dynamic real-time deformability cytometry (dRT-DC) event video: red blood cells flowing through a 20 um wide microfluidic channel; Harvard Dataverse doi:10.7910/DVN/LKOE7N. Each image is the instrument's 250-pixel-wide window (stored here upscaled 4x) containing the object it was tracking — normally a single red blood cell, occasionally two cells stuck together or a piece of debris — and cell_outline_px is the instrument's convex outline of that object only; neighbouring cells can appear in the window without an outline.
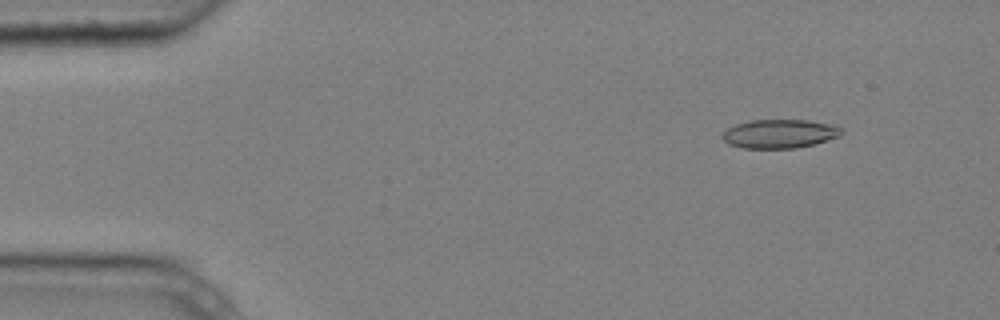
{"species": "common noctule bat (a hibernating species)", "species_latin": "Nyctalus noctula", "temperature_condition": "cold", "stored_images_in_passage": 4, "camera_frame_rate_fps": 3000, "um_per_image_px": 0.085, "animal": {"sex": "male", "body_mass_g": 20.4}, "frame": {"image": 1, "passage_image": 1, "time_ms": 0.0, "image_size_px": [1000, 320], "cell_outline_px": [[844, 132], [840, 136], [812, 144], [796, 148], [744, 148], [728, 144], [720, 136], [728, 128], [736, 124], [748, 120], [808, 120], [836, 124], [844, 128]], "centroid_in_image_um": [66.3, 11.35], "position_along_channel_um": 18.7, "area_um2": 20.17}}
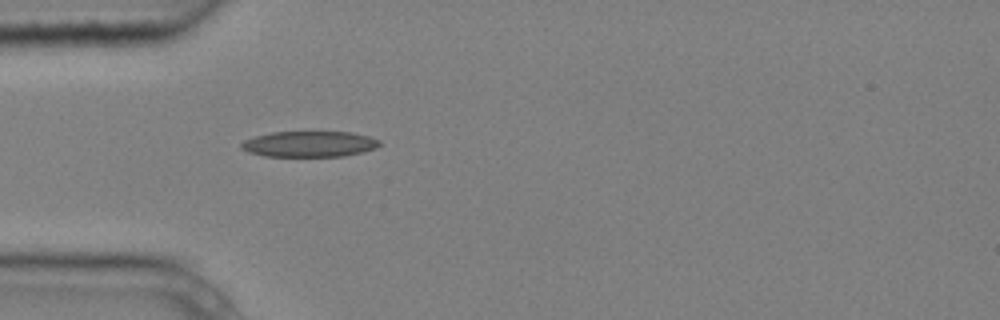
{"frame": {"image": 2, "passage_image": 4, "time_ms": 1.0, "image_size_px": [1000, 320], "cell_outline_px": [[380, 144], [376, 148], [364, 152], [344, 156], [264, 156], [248, 152], [240, 148], [240, 144], [244, 140], [256, 136], [272, 132], [352, 132], [368, 136], [380, 140]], "centroid_in_image_um": [26.3, 12.24], "position_along_channel_um": 58.7, "area_um2": 20.81}}